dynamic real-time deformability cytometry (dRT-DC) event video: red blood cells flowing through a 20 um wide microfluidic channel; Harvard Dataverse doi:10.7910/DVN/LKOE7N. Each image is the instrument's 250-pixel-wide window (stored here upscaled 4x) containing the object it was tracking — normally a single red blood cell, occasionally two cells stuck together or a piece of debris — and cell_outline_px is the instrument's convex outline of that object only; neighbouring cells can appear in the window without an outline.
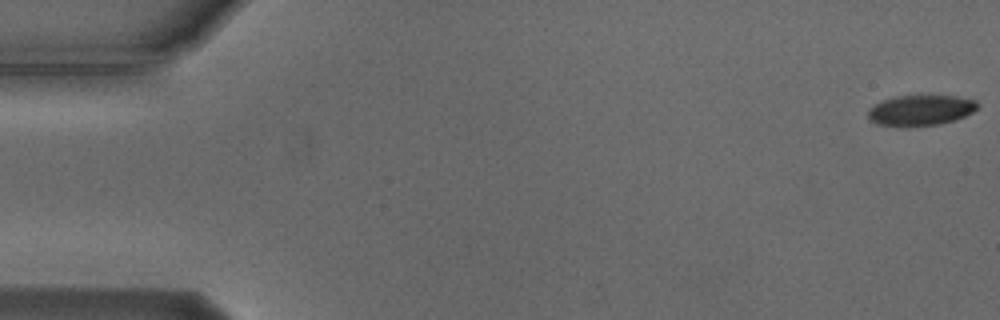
{"species": "Egyptian fruit bat (a non-hibernating species)", "species_latin": "Rousettus aegyptiacus", "temperature_condition": "cold", "stored_images_in_passage": 48, "camera_frame_rate_fps": 3000, "um_per_image_px": 0.085, "animal": {"sex": "male"}, "frame": {"image": 1, "passage_image": 1, "time_ms": 0.0, "image_size_px": [1000, 320], "cell_outline_px": [[980, 104], [972, 112], [956, 120], [940, 124], [912, 128], [904, 128], [876, 124], [868, 116], [868, 112], [876, 104], [884, 100], [896, 96], [956, 96], [976, 100]], "centroid_in_image_um": [78.27, 9.41], "position_along_channel_um": 6.7, "area_um2": 19.71}}
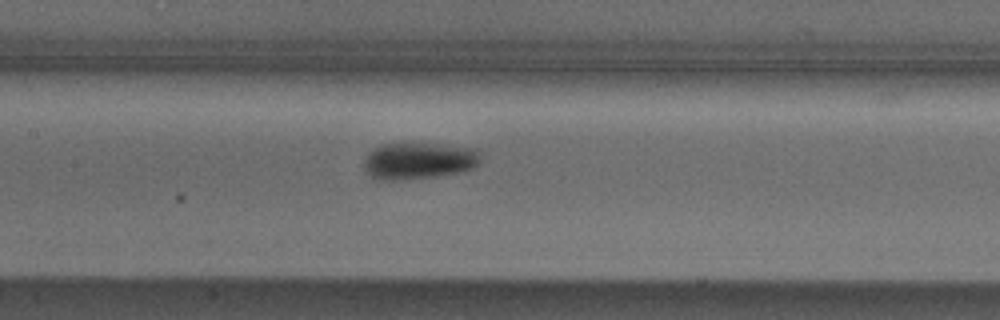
{"frame": {"image": 2, "passage_image": 26, "time_ms": 8.333, "image_size_px": [1000, 320], "cell_outline_px": [[480, 164], [472, 168], [460, 172], [436, 176], [400, 180], [380, 180], [372, 176], [364, 168], [364, 160], [368, 152], [372, 148], [380, 144], [404, 140], [412, 140], [448, 144], [480, 148]], "centroid_in_image_um": [35.61, 13.58], "position_along_channel_um": 171.8, "area_um2": 26.36}}
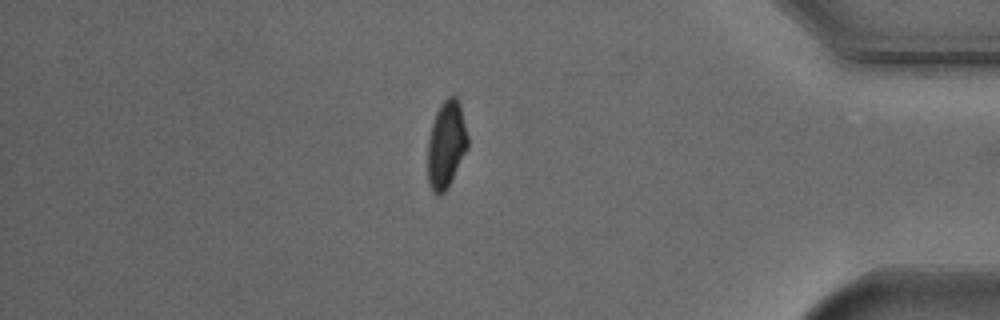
{"frame": {"image": 3, "passage_image": 47, "time_ms": 15.333, "image_size_px": [1000, 320], "cell_outline_px": [[468, 148], [448, 188], [440, 196], [436, 196], [432, 192], [428, 184], [428, 140], [432, 124], [436, 112], [440, 104], [448, 96], [456, 96], [460, 104], [468, 136]], "centroid_in_image_um": [37.93, 12.32], "position_along_channel_um": 397.3, "area_um2": 20.58}, "authors_computed_cell_mechanics": {"area_um2": 22.4842, "velocity_mm_per_s": 3.7485, "shape_relaxation_time_tau1_ms": 3.1267, "shape_relaxation_time_tau2_ms": 8.1324, "deformation_change_tau1": 0.1259, "deformation_change_tau2": 0.1234}}